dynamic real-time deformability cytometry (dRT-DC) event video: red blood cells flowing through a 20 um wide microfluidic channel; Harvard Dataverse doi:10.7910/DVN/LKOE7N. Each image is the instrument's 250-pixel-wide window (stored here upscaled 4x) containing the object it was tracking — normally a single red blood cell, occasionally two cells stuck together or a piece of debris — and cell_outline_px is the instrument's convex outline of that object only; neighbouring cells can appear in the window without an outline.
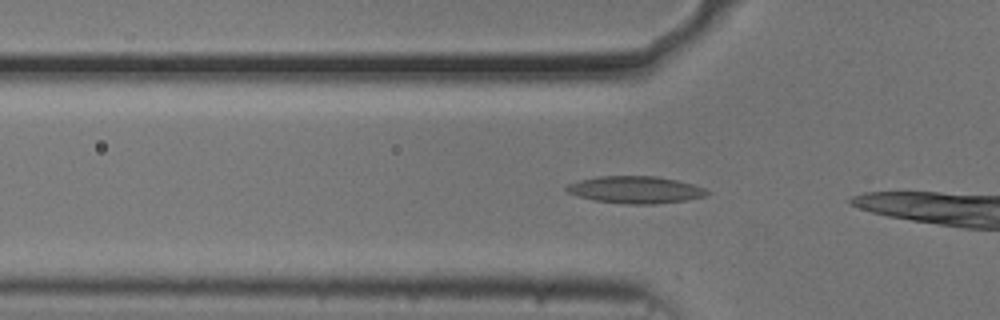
{"species": "common noctule bat (a hibernating species)", "species_latin": "Nyctalus noctula", "temperature_condition": "cold", "stored_images_in_passage": 5, "camera_frame_rate_fps": 3000, "um_per_image_px": 0.085, "animal": {"sex": "male", "body_mass_g": 20.5, "forearm_length_mm": 52.5}, "frame": {"image": 1, "passage_image": 3, "time_ms": 0.667, "image_size_px": [1000, 320], "cell_outline_px": [[712, 192], [704, 196], [688, 200], [656, 204], [628, 204], [596, 200], [580, 196], [568, 192], [564, 188], [568, 184], [580, 180], [596, 176], [656, 176], [676, 180], [692, 184], [704, 188]], "centroid_in_image_um": [54.04, 16.12], "position_along_channel_um": 71.8, "area_um2": 22.08}}